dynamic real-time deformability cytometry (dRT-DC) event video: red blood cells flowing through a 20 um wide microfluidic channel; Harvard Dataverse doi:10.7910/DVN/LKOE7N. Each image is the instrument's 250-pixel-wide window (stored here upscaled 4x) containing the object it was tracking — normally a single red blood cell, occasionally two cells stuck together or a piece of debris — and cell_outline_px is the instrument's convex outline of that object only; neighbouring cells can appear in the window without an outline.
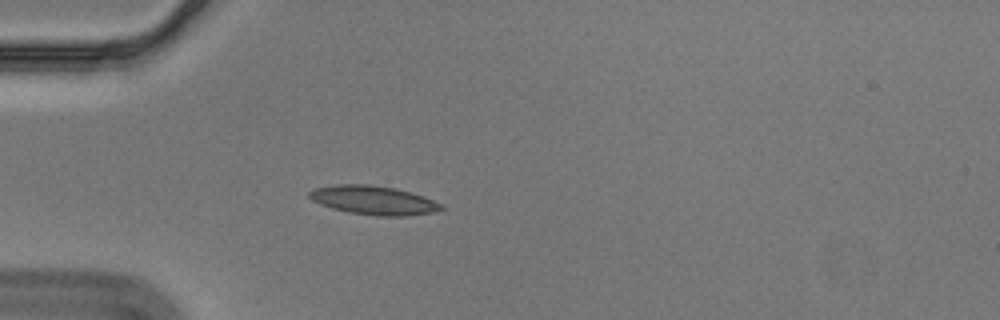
{"species": "Egyptian fruit bat (a non-hibernating species)", "species_latin": "Rousettus aegyptiacus", "temperature_condition": "cold", "stored_images_in_passage": 41, "camera_frame_rate_fps": 3000, "um_per_image_px": 0.085, "animal": {"sex": "male"}, "frame": {"image": 1, "passage_image": 1, "time_ms": 0.0, "image_size_px": [1000, 320], "cell_outline_px": [[444, 208], [436, 212], [404, 216], [376, 216], [348, 212], [332, 208], [320, 204], [312, 200], [308, 196], [308, 192], [312, 188], [336, 184], [368, 184], [396, 188], [444, 204]], "centroid_in_image_um": [31.72, 17.02], "position_along_channel_um": 53.3, "area_um2": 22.25}}
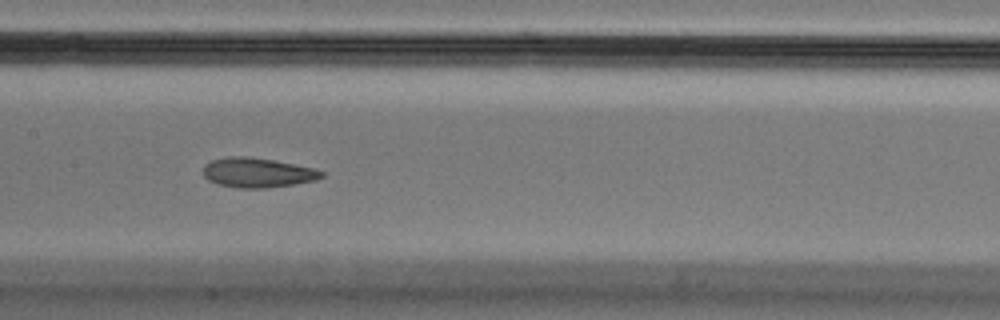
{"frame": {"image": 2, "passage_image": 13, "time_ms": 4.0, "image_size_px": [1000, 320], "cell_outline_px": [[324, 176], [316, 180], [292, 184], [264, 188], [236, 188], [220, 184], [208, 180], [204, 176], [204, 164], [212, 160], [228, 156], [248, 156], [272, 160], [312, 168], [324, 172]], "centroid_in_image_um": [21.86, 14.67], "position_along_channel_um": 185.5, "area_um2": 20.23}}
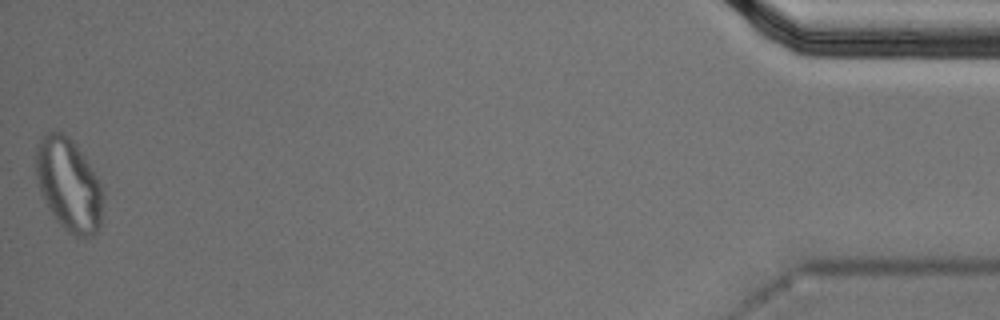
{"frame": {"image": 3, "passage_image": 41, "time_ms": 13.333, "image_size_px": [1000, 320], "cell_outline_px": [[104, 200], [100, 224], [96, 232], [92, 236], [84, 240], [72, 236], [56, 220], [48, 208], [40, 192], [36, 176], [36, 148], [40, 136], [44, 132], [60, 132], [68, 136], [76, 144], [84, 156], [104, 188]], "centroid_in_image_um": [5.86, 15.73], "position_along_channel_um": 429.3, "area_um2": 36.88}, "authors_computed_cell_mechanics": {"area_um2": 21.7328, "velocity_mm_per_s": 3.5454, "shape_relaxation_time_tau1_ms": null, "shape_relaxation_time_tau2_ms": 2.2507, "deformation_change_tau1": null, "deformation_change_tau2": 0.0869}}